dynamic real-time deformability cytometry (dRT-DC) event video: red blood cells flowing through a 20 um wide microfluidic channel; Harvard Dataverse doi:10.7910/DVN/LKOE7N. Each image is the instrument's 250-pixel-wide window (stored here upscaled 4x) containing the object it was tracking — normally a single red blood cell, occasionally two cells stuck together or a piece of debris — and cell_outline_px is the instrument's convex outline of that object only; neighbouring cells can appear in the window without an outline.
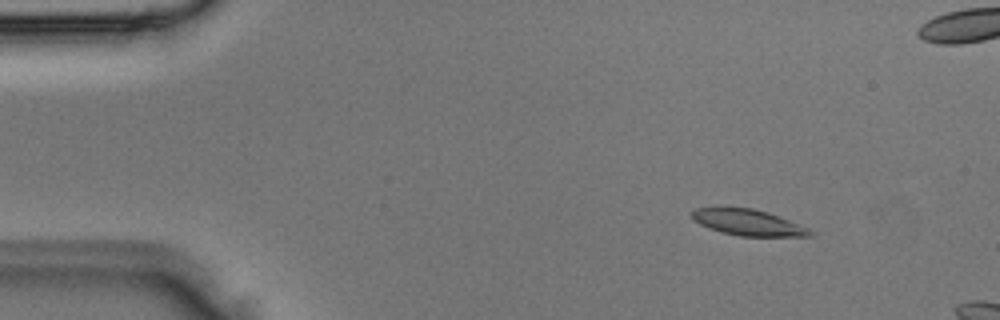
{"species": "Egyptian fruit bat (a non-hibernating species)", "species_latin": "Rousettus aegyptiacus", "temperature_condition": "room temperature", "stored_images_in_passage": 3, "camera_frame_rate_fps": 3000, "um_per_image_px": 0.085, "animal": {"sex": "male"}, "frame": {"image": 1, "passage_image": 1, "time_ms": 0.0, "image_size_px": [1000, 320], "cell_outline_px": [[816, 232], [812, 236], [740, 236], [720, 232], [708, 228], [700, 224], [688, 212], [692, 208], [752, 208], [768, 212], [780, 216], [808, 228]], "centroid_in_image_um": [63.6, 18.91], "position_along_channel_um": 21.4, "area_um2": 17.98}}